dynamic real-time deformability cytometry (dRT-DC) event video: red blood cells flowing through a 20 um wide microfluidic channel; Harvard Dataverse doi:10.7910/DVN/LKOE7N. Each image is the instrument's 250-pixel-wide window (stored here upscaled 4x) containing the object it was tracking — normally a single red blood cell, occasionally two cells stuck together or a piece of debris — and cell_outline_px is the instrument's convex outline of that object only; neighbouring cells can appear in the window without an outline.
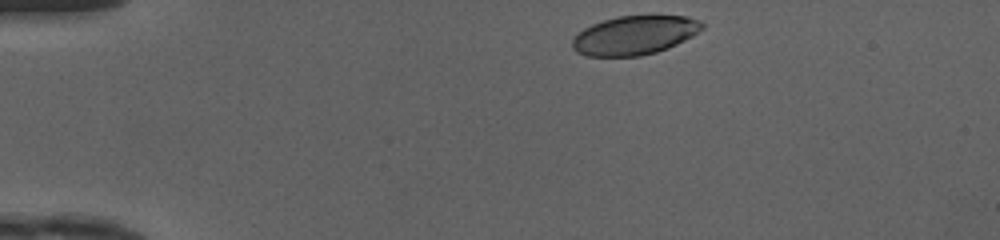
{"species": "human", "species_latin": "Homo sapiens", "temperature_condition": "cold", "stored_images_in_passage": 34, "camera_frame_rate_fps": 3000, "um_per_image_px": 0.085, "donor": {"sex": "female"}, "frame": {"image": 1, "passage_image": 1, "time_ms": 0.0, "image_size_px": [1000, 240], "cell_outline_px": [[704, 28], [692, 36], [668, 48], [656, 52], [640, 56], [588, 56], [576, 52], [572, 48], [572, 40], [584, 28], [592, 24], [616, 16], [652, 12], [684, 16], [700, 20], [704, 24]], "centroid_in_image_um": [53.98, 2.94], "position_along_channel_um": 31.0, "area_um2": 30.29}}
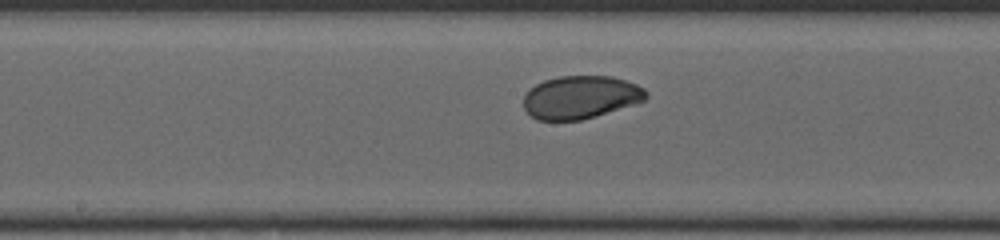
{"frame": {"image": 2, "passage_image": 18, "time_ms": 5.667, "image_size_px": [1000, 240], "cell_outline_px": [[648, 96], [644, 100], [636, 104], [580, 120], [536, 120], [524, 108], [524, 96], [536, 84], [544, 80], [560, 76], [612, 76], [636, 84], [644, 88], [648, 92]], "centroid_in_image_um": [49.37, 8.26], "position_along_channel_um": 198.8, "area_um2": 30.52}}
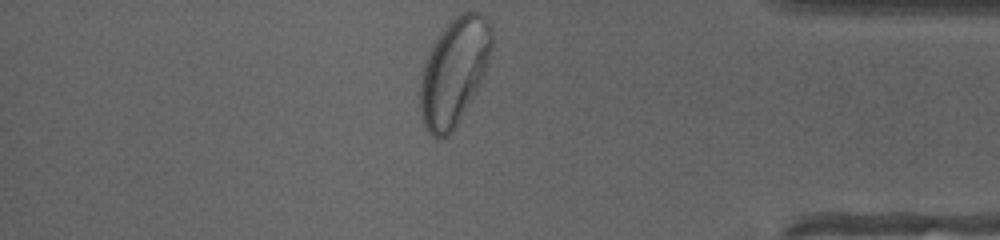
{"frame": {"image": 3, "passage_image": 34, "time_ms": 11.0, "image_size_px": [1000, 240], "cell_outline_px": [[492, 44], [484, 72], [472, 96], [452, 132], [448, 136], [440, 140], [436, 140], [428, 132], [424, 124], [420, 108], [420, 80], [424, 64], [428, 52], [440, 32], [460, 12], [480, 12], [484, 16], [492, 32]], "centroid_in_image_um": [38.56, 6.1], "position_along_channel_um": 396.6, "area_um2": 43.81}, "authors_computed_cell_mechanics": {"area_um2": 31.5299, "velocity_mm_per_s": 4.1619, "shape_relaxation_time_tau1_ms": 2.6664, "shape_relaxation_time_tau2_ms": 0.7514, "deformation_change_tau1": 0.1258, "deformation_change_tau2": 0.0319}}